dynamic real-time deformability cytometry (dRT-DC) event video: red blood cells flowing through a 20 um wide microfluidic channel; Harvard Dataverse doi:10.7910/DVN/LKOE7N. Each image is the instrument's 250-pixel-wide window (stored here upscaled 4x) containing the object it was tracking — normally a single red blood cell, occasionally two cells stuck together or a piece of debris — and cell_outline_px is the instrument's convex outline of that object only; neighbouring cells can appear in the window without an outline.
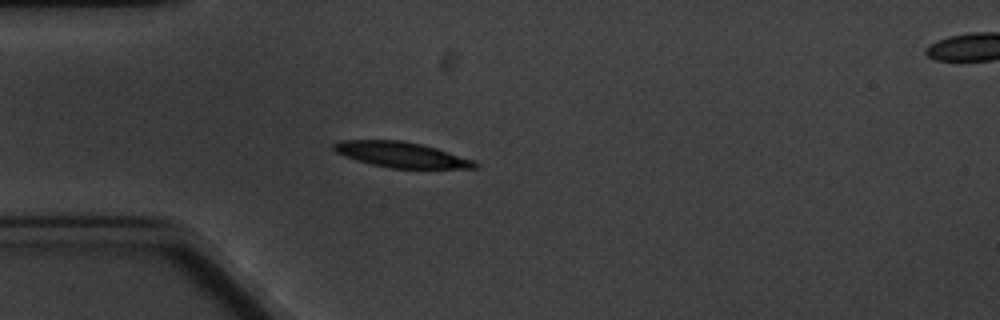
{"species": "common noctule bat (a hibernating species)", "species_latin": "Nyctalus noctula", "temperature_condition": "cold", "stored_images_in_passage": 6, "segment_of_instrument_passage": [1, 2], "camera_frame_rate_fps": 3000, "um_per_image_px": 0.085, "animal": {"sex": "male", "body_mass_g": 20.1, "forearm_length_mm": 53.5}, "frame": {"image": 1, "passage_image": 5, "time_ms": 4.667, "image_size_px": [1000, 320], "cell_outline_px": [[480, 164], [476, 168], [392, 168], [372, 164], [356, 160], [344, 156], [336, 152], [332, 148], [332, 144], [340, 140], [400, 140], [420, 144], [436, 148], [472, 160]], "centroid_in_image_um": [34.06, 13.14], "position_along_channel_um": 50.9, "area_um2": 20.69}}